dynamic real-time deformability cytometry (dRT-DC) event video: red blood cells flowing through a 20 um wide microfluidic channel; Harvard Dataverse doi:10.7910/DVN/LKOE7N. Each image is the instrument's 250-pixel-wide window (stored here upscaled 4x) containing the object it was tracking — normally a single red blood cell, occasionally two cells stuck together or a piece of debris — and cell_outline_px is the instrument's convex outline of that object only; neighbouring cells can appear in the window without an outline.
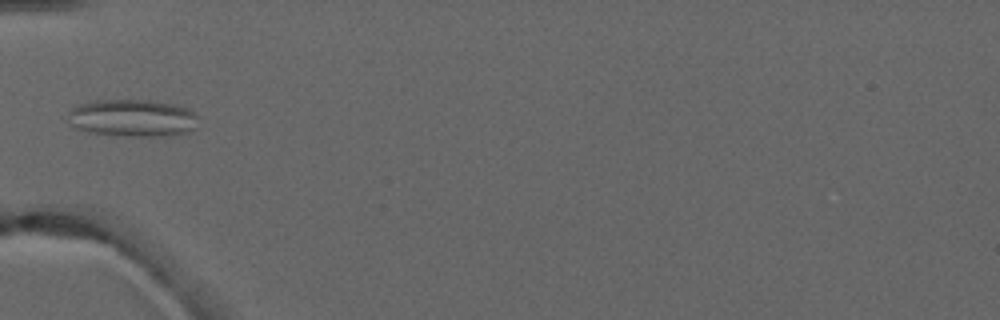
{"species": "common noctule bat (a hibernating species)", "species_latin": "Nyctalus noctula", "temperature_condition": "warm", "stored_images_in_passage": 4, "camera_frame_rate_fps": 3000, "um_per_image_px": 0.085, "animal": {"sex": "male", "forearm_length_mm": 52.5}, "frame": {"image": 1, "passage_image": 4, "time_ms": 5.0, "image_size_px": [1000, 320], "cell_outline_px": [[196, 128], [188, 132], [172, 136], [124, 136], [88, 132], [76, 128], [68, 124], [68, 108], [80, 104], [100, 100], [152, 100], [176, 104], [188, 108], [196, 116]], "centroid_in_image_um": [11.24, 10.03], "position_along_channel_um": 73.8, "area_um2": 28.73}}